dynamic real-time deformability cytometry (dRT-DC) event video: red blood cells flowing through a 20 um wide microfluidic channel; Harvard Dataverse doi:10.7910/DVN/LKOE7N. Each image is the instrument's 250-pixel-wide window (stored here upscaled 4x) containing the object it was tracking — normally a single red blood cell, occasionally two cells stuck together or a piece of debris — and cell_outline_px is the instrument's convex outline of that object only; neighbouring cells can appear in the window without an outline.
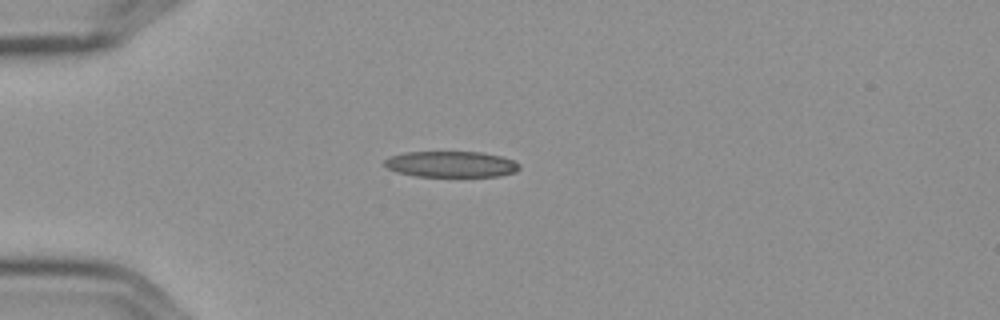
{"species": "Egyptian fruit bat (a non-hibernating species)", "species_latin": "Rousettus aegyptiacus", "temperature_condition": "cold", "stored_images_in_passage": 8, "camera_frame_rate_fps": 3000, "um_per_image_px": 0.085, "frame": {"image": 1, "passage_image": 1, "time_ms": 0.0, "image_size_px": [1000, 320], "cell_outline_px": [[520, 168], [516, 172], [500, 176], [416, 176], [396, 172], [388, 168], [384, 164], [384, 160], [392, 156], [404, 152], [480, 152], [500, 156], [512, 160], [520, 164]], "centroid_in_image_um": [38.35, 13.96], "position_along_channel_um": 46.6, "area_um2": 20.35}}
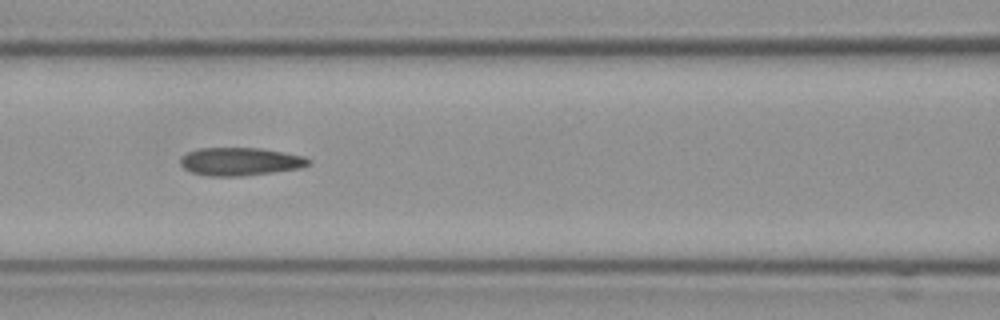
{"frame": {"image": 2, "passage_image": 4, "time_ms": 1.0, "image_size_px": [1000, 320], "cell_outline_px": [[312, 160], [308, 164], [300, 168], [244, 176], [208, 176], [192, 172], [184, 168], [180, 164], [180, 156], [188, 152], [200, 148], [260, 148], [284, 152], [304, 156]], "centroid_in_image_um": [20.4, 13.73], "position_along_channel_um": 146.2, "area_um2": 20.92}}
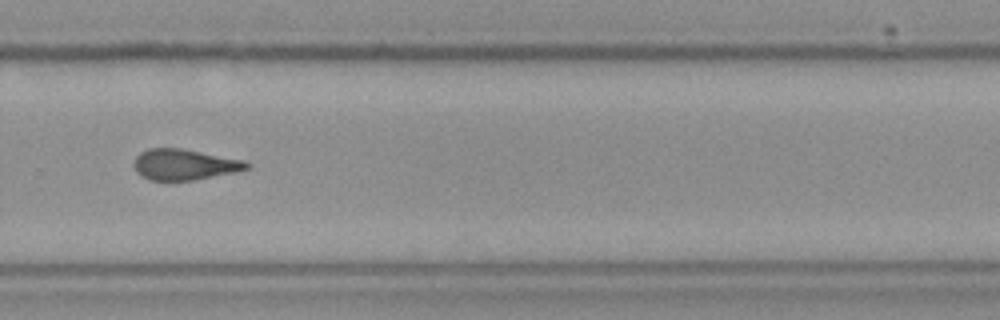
{"frame": {"image": 3, "passage_image": 8, "time_ms": 2.333, "image_size_px": [1000, 320], "cell_outline_px": [[252, 164], [248, 168], [236, 172], [192, 180], [148, 180], [140, 176], [136, 172], [136, 156], [140, 152], [148, 148], [180, 148], [244, 160]], "centroid_in_image_um": [15.68, 13.98], "position_along_channel_um": 314.1, "area_um2": 20.11}}